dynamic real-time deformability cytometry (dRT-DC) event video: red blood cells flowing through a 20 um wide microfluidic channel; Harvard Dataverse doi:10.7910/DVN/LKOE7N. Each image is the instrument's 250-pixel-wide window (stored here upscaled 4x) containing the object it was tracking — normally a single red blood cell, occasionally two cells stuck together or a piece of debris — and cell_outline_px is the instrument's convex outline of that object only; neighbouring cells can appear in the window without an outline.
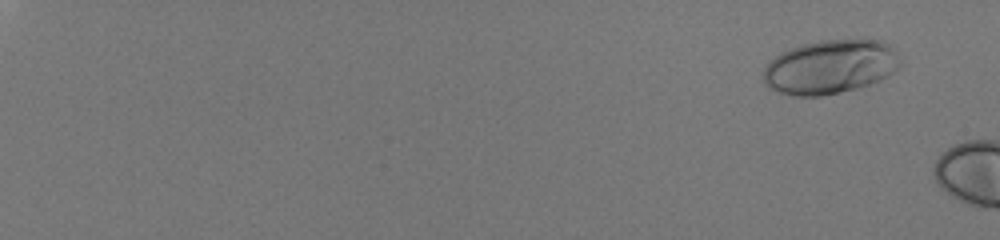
{"species": "human", "species_latin": "Homo sapiens", "temperature_condition": "room temperature", "stored_images_in_passage": 8, "camera_frame_rate_fps": 3000, "um_per_image_px": 0.085, "donor": {"sex": "male"}, "frame": {"image": 1, "passage_image": 3, "time_ms": 0.667, "image_size_px": [1000, 240], "cell_outline_px": [[900, 68], [888, 76], [880, 80], [856, 88], [820, 96], [796, 96], [780, 92], [768, 88], [764, 84], [764, 68], [776, 56], [792, 48], [804, 44], [820, 40], [880, 40], [888, 44], [900, 56]], "centroid_in_image_um": [70.59, 5.69], "position_along_channel_um": 14.4, "area_um2": 42.71}}